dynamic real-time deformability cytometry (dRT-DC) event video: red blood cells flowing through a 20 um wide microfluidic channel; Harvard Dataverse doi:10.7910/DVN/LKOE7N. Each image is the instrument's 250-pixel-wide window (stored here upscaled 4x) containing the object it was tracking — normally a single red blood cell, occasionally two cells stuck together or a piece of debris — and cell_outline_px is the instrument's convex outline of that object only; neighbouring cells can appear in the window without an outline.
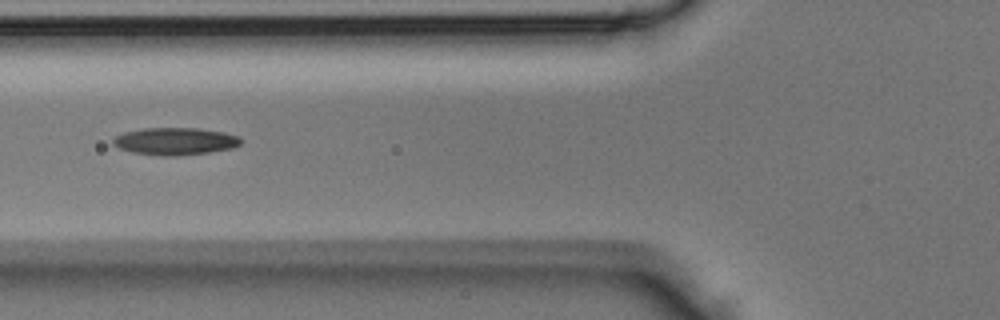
{"species": "Egyptian fruit bat (a non-hibernating species)", "species_latin": "Rousettus aegyptiacus", "temperature_condition": "room temperature", "stored_images_in_passage": 9, "camera_frame_rate_fps": 3000, "um_per_image_px": 0.085, "animal": {"sex": "male"}, "frame": {"image": 1, "passage_image": 6, "time_ms": 1.667, "image_size_px": [1000, 320], "cell_outline_px": [[244, 140], [240, 144], [232, 148], [208, 152], [176, 156], [164, 156], [132, 152], [120, 148], [112, 144], [112, 140], [116, 136], [124, 132], [144, 128], [196, 128], [224, 132], [240, 136]], "centroid_in_image_um": [14.91, 12.0], "position_along_channel_um": 110.9, "area_um2": 20.35}}